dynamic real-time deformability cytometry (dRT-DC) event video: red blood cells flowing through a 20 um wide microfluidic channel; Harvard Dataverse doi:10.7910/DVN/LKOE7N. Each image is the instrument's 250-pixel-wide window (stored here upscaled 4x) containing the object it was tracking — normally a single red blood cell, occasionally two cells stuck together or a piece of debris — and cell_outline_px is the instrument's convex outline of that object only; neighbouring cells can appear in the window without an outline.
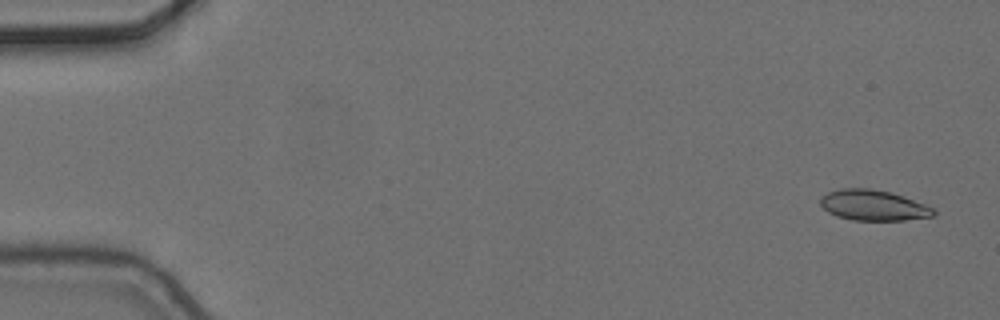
{"species": "common noctule bat (a hibernating species)", "species_latin": "Nyctalus noctula", "temperature_condition": "cold", "stored_images_in_passage": 5, "camera_frame_rate_fps": 3000, "um_per_image_px": 0.085, "animal": {"sex": "female", "body_mass_g": 24.6, "forearm_length_mm": 56.2}, "frame": {"image": 1, "passage_image": 1, "time_ms": 0.0, "image_size_px": [1000, 320], "cell_outline_px": [[936, 212], [932, 216], [904, 220], [852, 220], [836, 216], [828, 212], [820, 204], [820, 196], [828, 192], [840, 188], [872, 188], [892, 192], [904, 196], [924, 204], [932, 208]], "centroid_in_image_um": [74.19, 17.43], "position_along_channel_um": 10.8, "area_um2": 20.23}}
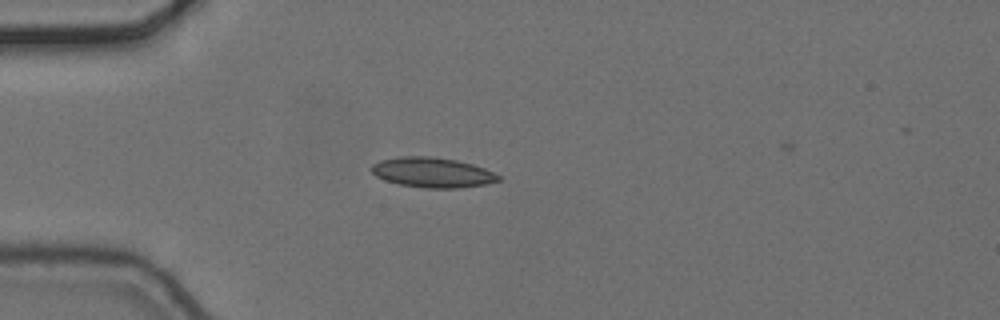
{"frame": {"image": 2, "passage_image": 5, "time_ms": 1.333, "image_size_px": [1000, 320], "cell_outline_px": [[500, 180], [484, 184], [456, 188], [424, 188], [400, 184], [384, 180], [376, 176], [372, 172], [372, 164], [380, 160], [400, 156], [428, 156], [456, 160], [472, 164], [484, 168], [500, 176]], "centroid_in_image_um": [36.72, 14.65], "position_along_channel_um": 48.3, "area_um2": 22.02}}